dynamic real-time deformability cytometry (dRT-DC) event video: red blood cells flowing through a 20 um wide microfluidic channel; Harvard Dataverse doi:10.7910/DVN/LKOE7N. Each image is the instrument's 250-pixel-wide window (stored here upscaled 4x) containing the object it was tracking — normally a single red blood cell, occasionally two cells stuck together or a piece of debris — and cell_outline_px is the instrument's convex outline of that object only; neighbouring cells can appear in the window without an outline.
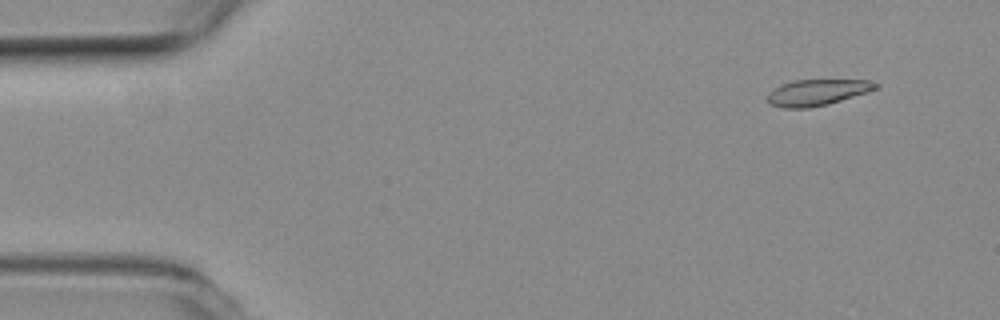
{"species": "common noctule bat (a hibernating species)", "species_latin": "Nyctalus noctula", "temperature_condition": "room temperature", "stored_images_in_passage": 16, "camera_frame_rate_fps": 3000, "um_per_image_px": 0.085, "animal": {"sex": "female", "body_mass_g": 19.3, "forearm_length_mm": 54.1}, "frame": {"image": 1, "passage_image": 4, "time_ms": 1.0, "image_size_px": [1000, 320], "cell_outline_px": [[880, 84], [876, 88], [828, 104], [808, 108], [784, 108], [768, 104], [768, 92], [792, 80], [868, 80]], "centroid_in_image_um": [69.41, 7.86], "position_along_channel_um": 15.6, "area_um2": 16.13}}
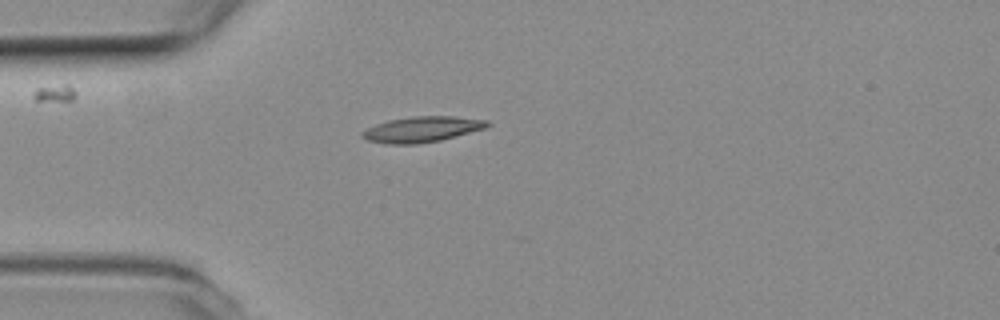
{"frame": {"image": 2, "passage_image": 14, "time_ms": 4.333, "image_size_px": [1000, 320], "cell_outline_px": [[492, 124], [484, 128], [440, 140], [416, 144], [384, 144], [368, 140], [360, 136], [360, 132], [376, 124], [388, 120], [412, 116], [452, 116], [488, 120]], "centroid_in_image_um": [35.83, 10.99], "position_along_channel_um": 49.2, "area_um2": 18.61}}